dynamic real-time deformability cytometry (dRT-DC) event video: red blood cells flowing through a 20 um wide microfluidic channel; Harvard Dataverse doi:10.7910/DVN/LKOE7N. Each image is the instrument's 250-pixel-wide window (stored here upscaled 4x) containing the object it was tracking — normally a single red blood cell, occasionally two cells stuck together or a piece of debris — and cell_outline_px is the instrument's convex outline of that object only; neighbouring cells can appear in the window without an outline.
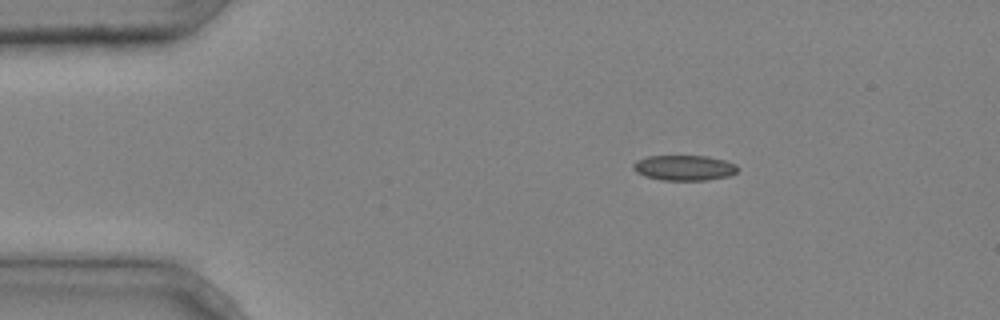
{"species": "common noctule bat (a hibernating species)", "species_latin": "Nyctalus noctula", "temperature_condition": "cold", "stored_images_in_passage": 4, "camera_frame_rate_fps": 3000, "um_per_image_px": 0.085, "animal": {"sex": "male", "body_mass_g": 20.4}, "frame": {"image": 1, "passage_image": 1, "time_ms": 0.0, "image_size_px": [1000, 320], "cell_outline_px": [[740, 168], [736, 172], [728, 176], [708, 180], [660, 180], [644, 176], [636, 172], [632, 168], [632, 164], [636, 160], [648, 156], [708, 156], [724, 160], [736, 164]], "centroid_in_image_um": [58.14, 14.26], "position_along_channel_um": 26.9, "area_um2": 15.55}}
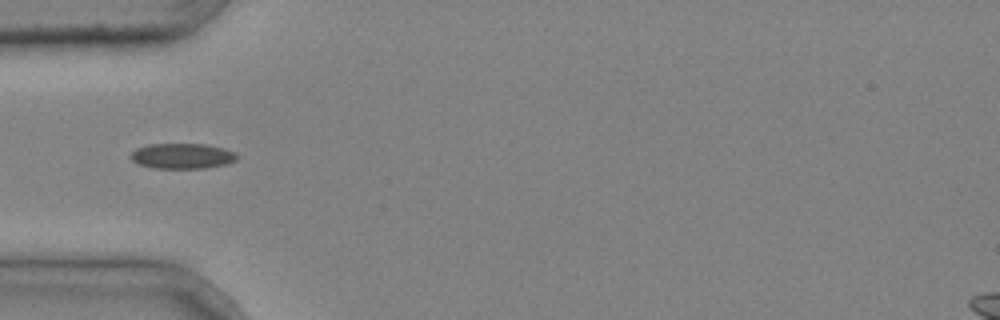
{"frame": {"image": 2, "passage_image": 3, "time_ms": 0.667, "image_size_px": [1000, 320], "cell_outline_px": [[240, 156], [236, 160], [224, 164], [204, 168], [152, 168], [136, 164], [128, 156], [136, 148], [148, 144], [204, 144], [224, 148], [236, 152]], "centroid_in_image_um": [15.46, 13.26], "position_along_channel_um": 69.5, "area_um2": 15.9}}